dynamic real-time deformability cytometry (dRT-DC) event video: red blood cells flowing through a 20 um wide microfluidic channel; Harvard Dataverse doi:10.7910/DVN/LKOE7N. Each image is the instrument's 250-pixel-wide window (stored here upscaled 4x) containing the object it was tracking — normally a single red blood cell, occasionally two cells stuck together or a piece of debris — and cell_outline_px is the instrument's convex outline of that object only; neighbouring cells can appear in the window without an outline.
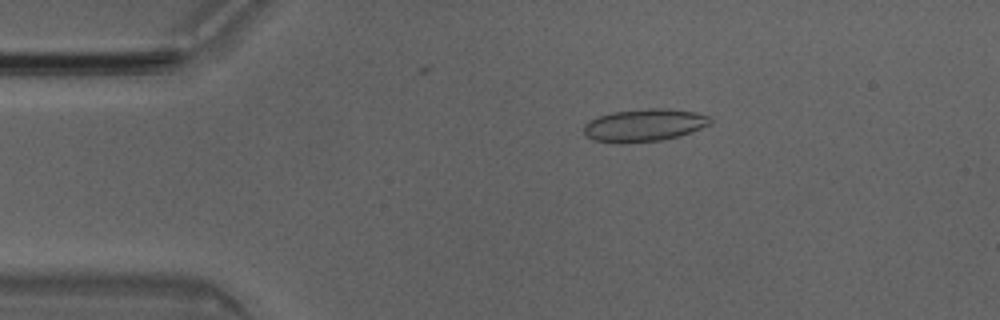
{"species": "Egyptian fruit bat (a non-hibernating species)", "species_latin": "Rousettus aegyptiacus", "temperature_condition": "room temperature", "stored_images_in_passage": 45, "camera_frame_rate_fps": 3000, "um_per_image_px": 0.085, "animal": {"sex": "male"}, "frame": {"image": 1, "passage_image": 4, "time_ms": 1.0, "image_size_px": [1000, 320], "cell_outline_px": [[712, 124], [692, 132], [680, 136], [664, 140], [620, 144], [592, 140], [584, 136], [584, 124], [588, 120], [612, 112], [648, 108], [664, 108], [696, 112], [708, 116], [712, 120]], "centroid_in_image_um": [54.75, 10.66], "position_along_channel_um": 30.3, "area_um2": 24.45}}
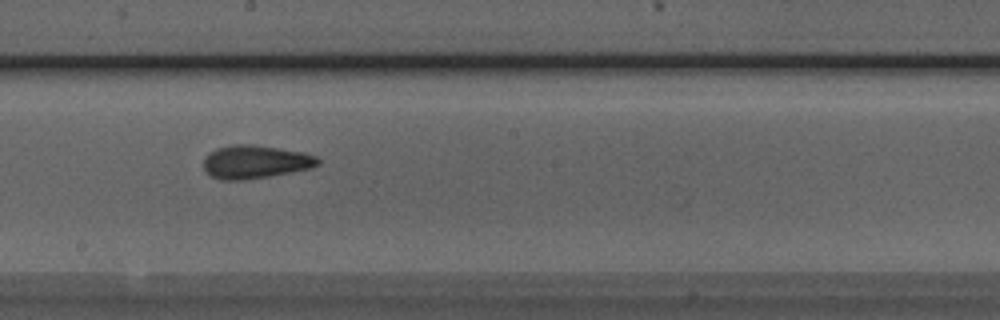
{"frame": {"image": 2, "passage_image": 22, "time_ms": 7.0, "image_size_px": [1000, 320], "cell_outline_px": [[320, 164], [312, 168], [292, 172], [244, 180], [220, 180], [212, 176], [204, 168], [204, 156], [208, 152], [216, 148], [232, 144], [252, 144], [280, 148], [304, 152], [316, 156], [320, 160]], "centroid_in_image_um": [21.7, 13.75], "position_along_channel_um": 226.5, "area_um2": 22.37}}
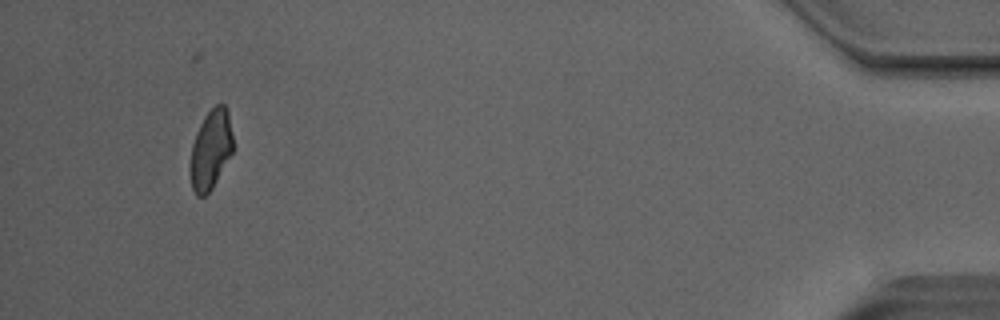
{"frame": {"image": 3, "passage_image": 42, "time_ms": 13.667, "image_size_px": [1000, 320], "cell_outline_px": [[232, 152], [212, 188], [204, 196], [196, 196], [192, 188], [188, 164], [192, 144], [196, 132], [204, 116], [216, 104], [224, 104], [228, 112], [232, 136]], "centroid_in_image_um": [17.87, 12.73], "position_along_channel_um": 417.3, "area_um2": 19.77}, "authors_computed_cell_mechanics": {"area_um2": 21.5016, "velocity_mm_per_s": 4.0408, "shape_relaxation_time_tau1_ms": 9.5742, "shape_relaxation_time_tau2_ms": 2.2107, "deformation_change_tau1": 0.1904, "deformation_change_tau2": 0.0837}}